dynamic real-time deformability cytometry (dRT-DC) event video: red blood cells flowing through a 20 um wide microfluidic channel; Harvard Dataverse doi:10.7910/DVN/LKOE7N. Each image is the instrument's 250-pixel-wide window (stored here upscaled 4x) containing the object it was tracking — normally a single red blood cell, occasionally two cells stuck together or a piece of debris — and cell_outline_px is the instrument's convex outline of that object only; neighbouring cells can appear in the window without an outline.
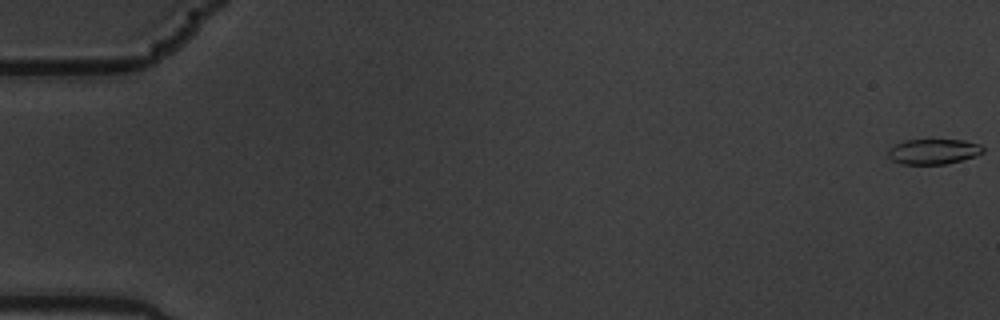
{"species": "common noctule bat (a hibernating species)", "species_latin": "Nyctalus noctula", "temperature_condition": "warm", "stored_images_in_passage": 13, "camera_frame_rate_fps": 3000, "um_per_image_px": 0.085, "animal": {"sex": "male", "body_mass_g": 19.5, "forearm_length_mm": 54.6}, "frame": {"image": 1, "passage_image": 1, "time_ms": 0.0, "image_size_px": [1000, 320], "cell_outline_px": [[984, 152], [976, 156], [944, 164], [900, 164], [892, 160], [888, 156], [888, 148], [904, 140], [964, 140], [980, 144], [984, 148]], "centroid_in_image_um": [79.33, 12.88], "position_along_channel_um": 5.7, "area_um2": 13.99}}